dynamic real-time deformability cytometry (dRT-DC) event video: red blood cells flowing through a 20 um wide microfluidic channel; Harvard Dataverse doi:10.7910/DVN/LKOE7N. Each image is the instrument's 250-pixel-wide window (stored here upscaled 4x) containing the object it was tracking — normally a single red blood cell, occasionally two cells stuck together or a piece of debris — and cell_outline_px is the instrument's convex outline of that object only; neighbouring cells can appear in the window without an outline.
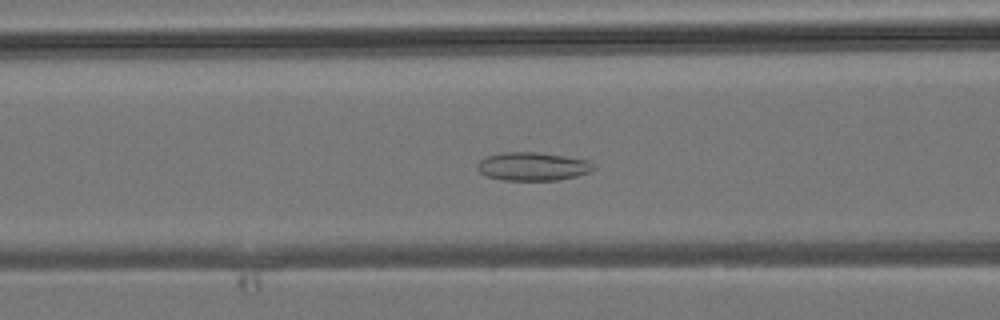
{"species": "common noctule bat (a hibernating species)", "species_latin": "Nyctalus noctula", "temperature_condition": "room temperature", "stored_images_in_passage": 42, "camera_frame_rate_fps": 3000, "um_per_image_px": 0.085, "animal": {"sex": "male", "body_mass_g": 19.2, "forearm_length_mm": 51.8}, "frame": {"image": 1, "passage_image": 16, "time_ms": 5.0, "image_size_px": [1000, 320], "cell_outline_px": [[596, 168], [588, 172], [576, 176], [560, 180], [504, 180], [488, 176], [480, 172], [476, 168], [476, 164], [484, 156], [504, 152], [536, 152], [564, 156], [588, 160]], "centroid_in_image_um": [45.25, 14.14], "position_along_channel_um": 121.4, "area_um2": 19.19}}
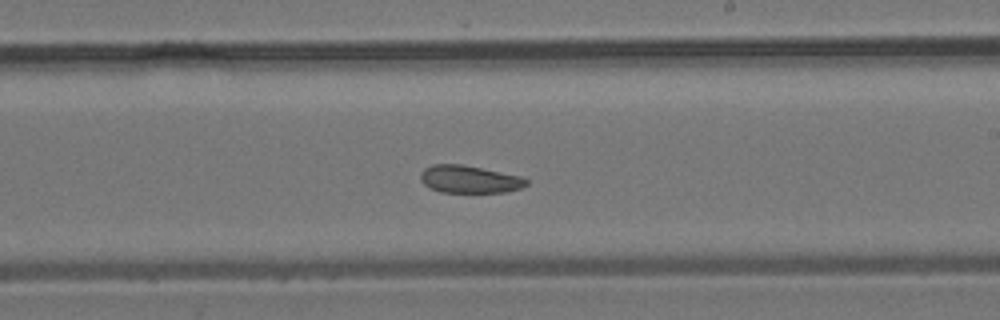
{"frame": {"image": 2, "passage_image": 24, "time_ms": 7.667, "image_size_px": [1000, 320], "cell_outline_px": [[528, 184], [520, 188], [504, 192], [440, 192], [428, 188], [420, 180], [420, 172], [424, 168], [432, 164], [460, 164], [520, 176], [528, 180]], "centroid_in_image_um": [39.84, 15.24], "position_along_channel_um": 249.2, "area_um2": 16.94}}
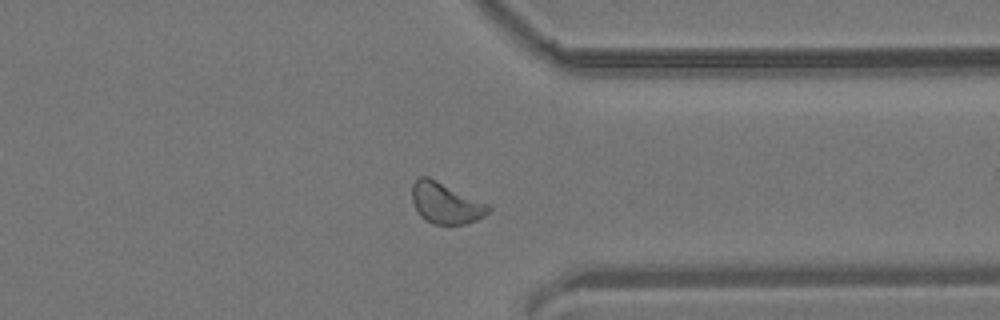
{"frame": {"image": 3, "passage_image": 32, "time_ms": 10.333, "image_size_px": [1000, 320], "cell_outline_px": [[492, 208], [484, 216], [476, 220], [464, 224], [432, 224], [424, 220], [420, 216], [412, 200], [412, 184], [420, 176], [428, 176], [488, 204]], "centroid_in_image_um": [37.87, 17.27], "position_along_channel_um": 373.5, "area_um2": 18.15}}